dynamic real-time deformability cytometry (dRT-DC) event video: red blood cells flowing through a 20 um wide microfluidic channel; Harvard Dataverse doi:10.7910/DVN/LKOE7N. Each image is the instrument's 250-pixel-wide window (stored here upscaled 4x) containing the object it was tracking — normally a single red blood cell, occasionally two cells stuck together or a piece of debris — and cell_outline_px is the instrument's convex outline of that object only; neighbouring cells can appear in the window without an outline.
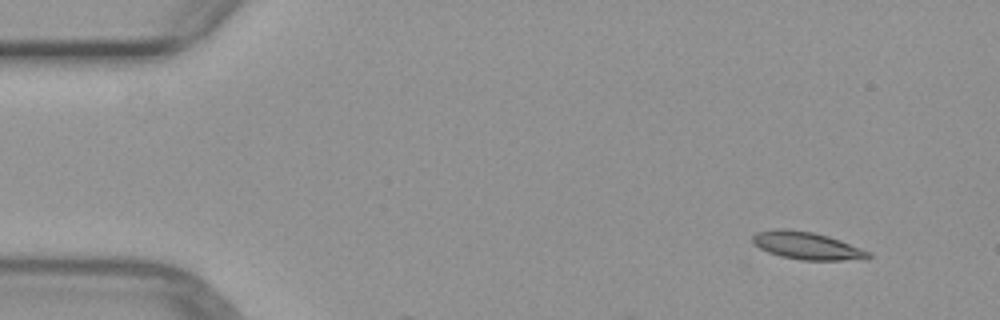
{"species": "common noctule bat (a hibernating species)", "species_latin": "Nyctalus noctula", "temperature_condition": "warm", "stored_images_in_passage": 2, "camera_frame_rate_fps": 3000, "um_per_image_px": 0.085, "animal": {"sex": "female", "body_mass_g": 29.2, "forearm_length_mm": 56.3}, "frame": {"image": 1, "passage_image": 1, "time_ms": 0.0, "image_size_px": [1000, 320], "cell_outline_px": [[872, 256], [868, 260], [800, 260], [780, 256], [768, 252], [752, 244], [752, 236], [756, 232], [776, 228], [788, 228], [812, 232], [828, 236], [840, 240], [872, 252]], "centroid_in_image_um": [68.61, 20.89], "position_along_channel_um": 16.4, "area_um2": 18.96}}